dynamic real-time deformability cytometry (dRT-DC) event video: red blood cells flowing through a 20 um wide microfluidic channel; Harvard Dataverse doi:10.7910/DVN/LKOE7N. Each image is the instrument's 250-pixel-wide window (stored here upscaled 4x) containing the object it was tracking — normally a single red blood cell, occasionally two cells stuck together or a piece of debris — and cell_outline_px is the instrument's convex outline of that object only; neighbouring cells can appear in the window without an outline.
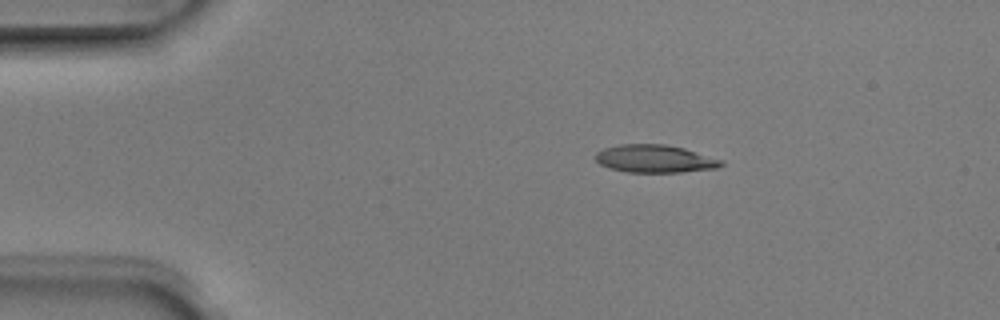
{"species": "Egyptian fruit bat (a non-hibernating species)", "species_latin": "Rousettus aegyptiacus", "temperature_condition": "room temperature", "stored_images_in_passage": 6, "camera_frame_rate_fps": 3000, "um_per_image_px": 0.085, "animal": {"sex": "male"}, "frame": {"image": 1, "passage_image": 1, "time_ms": 0.0, "image_size_px": [1000, 320], "cell_outline_px": [[724, 164], [716, 168], [680, 172], [628, 172], [612, 168], [600, 164], [596, 160], [596, 152], [604, 148], [620, 144], [664, 144], [684, 148], [724, 160]], "centroid_in_image_um": [55.69, 13.49], "position_along_channel_um": 29.3, "area_um2": 20.23}}
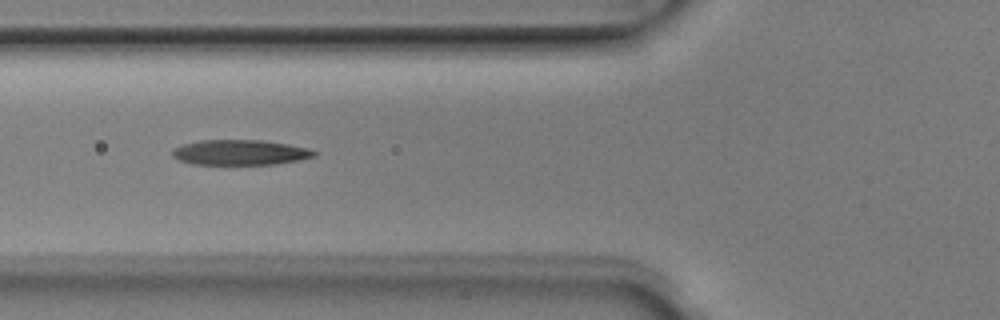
{"frame": {"image": 2, "passage_image": 4, "time_ms": 1.0, "image_size_px": [1000, 320], "cell_outline_px": [[320, 152], [316, 156], [300, 160], [276, 164], [192, 164], [180, 160], [172, 156], [172, 148], [184, 144], [200, 140], [260, 140], [288, 144], [308, 148]], "centroid_in_image_um": [20.44, 12.95], "position_along_channel_um": 105.4, "area_um2": 20.92}}
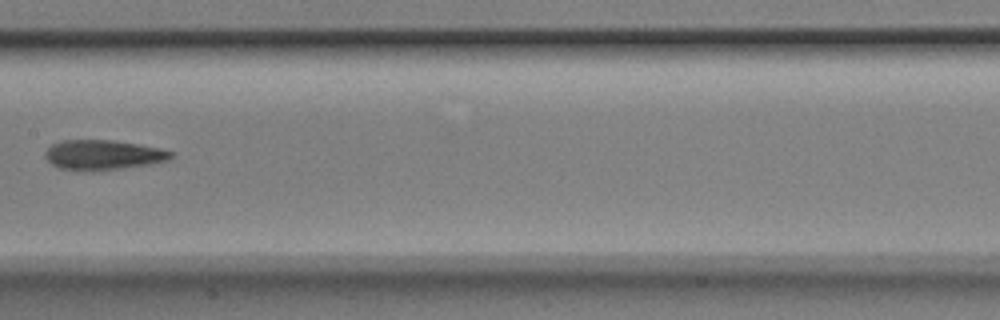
{"frame": {"image": 3, "passage_image": 6, "time_ms": 1.667, "image_size_px": [1000, 320], "cell_outline_px": [[172, 156], [168, 160], [148, 164], [120, 168], [60, 168], [52, 164], [44, 156], [44, 152], [52, 144], [60, 140], [112, 140], [140, 144], [160, 148], [172, 152]], "centroid_in_image_um": [8.76, 13.11], "position_along_channel_um": 198.6, "area_um2": 21.04}}